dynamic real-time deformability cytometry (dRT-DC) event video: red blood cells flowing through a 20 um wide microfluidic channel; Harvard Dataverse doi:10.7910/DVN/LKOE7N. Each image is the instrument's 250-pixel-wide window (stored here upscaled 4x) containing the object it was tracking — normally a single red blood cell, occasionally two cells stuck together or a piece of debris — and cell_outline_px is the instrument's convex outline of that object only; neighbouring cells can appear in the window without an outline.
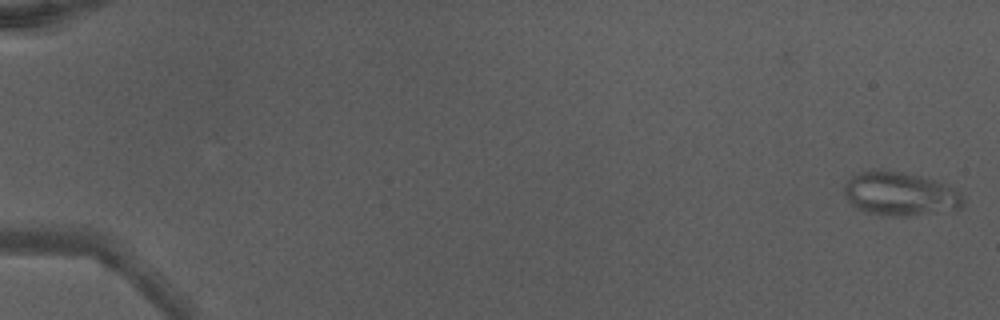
{"species": "Egyptian fruit bat (a non-hibernating species)", "species_latin": "Rousettus aegyptiacus", "temperature_condition": "warm", "stored_images_in_passage": 49, "camera_frame_rate_fps": 3000, "um_per_image_px": 0.085, "animal": {"sex": "male"}, "frame": {"image": 1, "passage_image": 1, "time_ms": 0.0, "image_size_px": [1000, 320], "cell_outline_px": [[964, 208], [908, 216], [888, 216], [864, 212], [856, 208], [848, 200], [844, 192], [844, 184], [852, 176], [860, 172], [880, 168], [904, 172], [936, 180], [960, 192], [964, 196]], "centroid_in_image_um": [76.51, 16.47], "position_along_channel_um": 8.5, "area_um2": 30.63}}
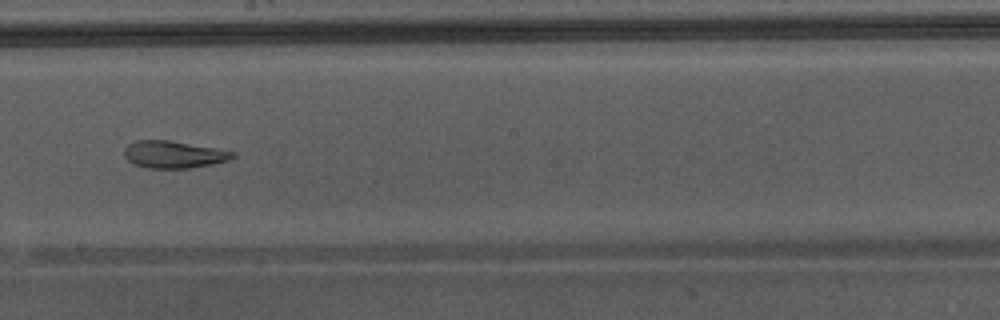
{"frame": {"image": 2, "passage_image": 30, "time_ms": 9.667, "image_size_px": [1000, 320], "cell_outline_px": [[236, 156], [228, 160], [212, 164], [188, 168], [148, 168], [136, 164], [128, 160], [124, 156], [124, 148], [128, 144], [136, 140], [168, 140], [236, 152]], "centroid_in_image_um": [14.75, 13.13], "position_along_channel_um": 233.5, "area_um2": 16.99}}
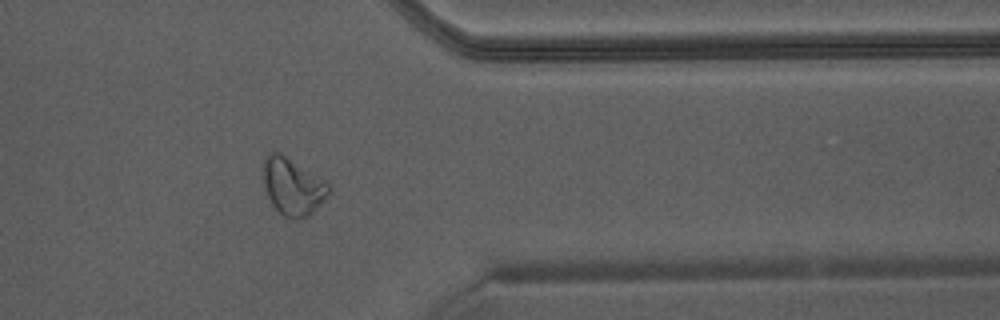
{"frame": {"image": 3, "passage_image": 41, "time_ms": 13.333, "image_size_px": [1000, 320], "cell_outline_px": [[328, 192], [324, 200], [308, 216], [284, 216], [272, 204], [264, 188], [260, 172], [260, 168], [264, 156], [268, 152], [280, 152], [328, 184]], "centroid_in_image_um": [24.76, 15.79], "position_along_channel_um": 386.6, "area_um2": 21.33}, "authors_computed_cell_mechanics": {"area_um2": 23.5246, "velocity_mm_per_s": 4.3684, "shape_relaxation_time_tau1_ms": null, "shape_relaxation_time_tau2_ms": 2.3196, "deformation_change_tau1": null, "deformation_change_tau2": 0.0677}}